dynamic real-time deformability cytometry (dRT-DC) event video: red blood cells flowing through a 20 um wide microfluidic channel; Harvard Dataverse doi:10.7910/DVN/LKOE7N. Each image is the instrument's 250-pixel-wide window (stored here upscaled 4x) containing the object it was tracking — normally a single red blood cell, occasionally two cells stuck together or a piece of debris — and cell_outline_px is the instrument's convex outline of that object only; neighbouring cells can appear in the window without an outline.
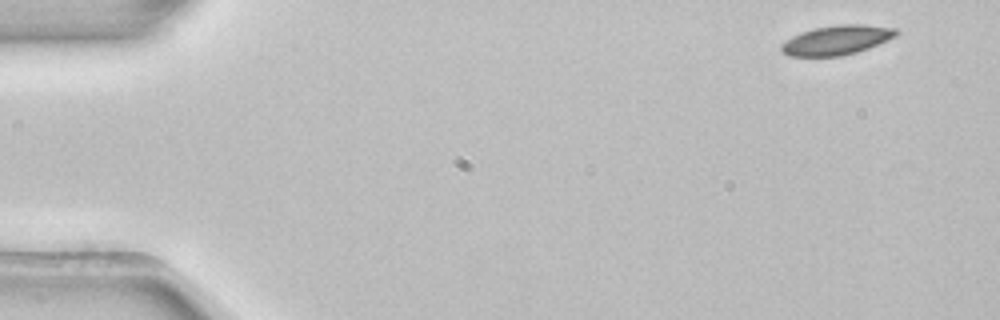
{"species": "common noctule bat (a hibernating species)", "species_latin": "Nyctalus noctula", "temperature_condition": "room temperature", "stored_images_in_passage": 4, "camera_frame_rate_fps": 3000, "um_per_image_px": 0.085, "animal": {"sex": "female", "body_mass_g": 22.7, "forearm_length_mm": 54.2}, "frame": {"image": 1, "passage_image": 1, "time_ms": 0.0, "image_size_px": [1000, 320], "cell_outline_px": [[900, 32], [896, 36], [868, 48], [856, 52], [840, 56], [788, 56], [780, 48], [780, 44], [784, 40], [800, 32], [812, 28], [840, 24], [864, 24], [896, 28]], "centroid_in_image_um": [71.1, 3.39], "position_along_channel_um": 13.9, "area_um2": 19.83}}
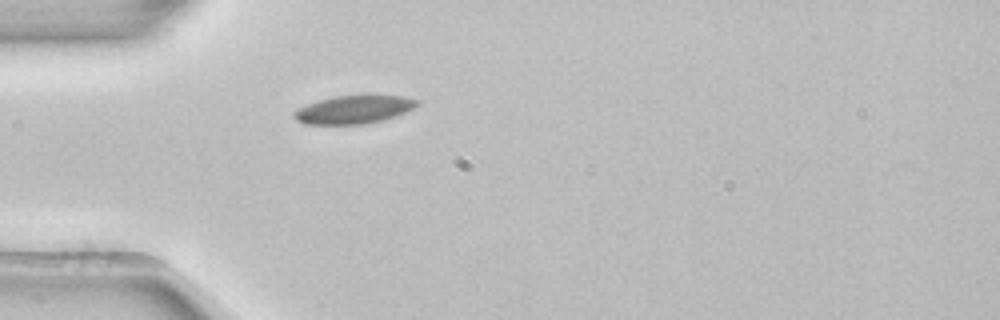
{"frame": {"image": 2, "passage_image": 4, "time_ms": 1.0, "image_size_px": [1000, 320], "cell_outline_px": [[420, 104], [396, 116], [384, 120], [364, 124], [304, 124], [296, 120], [292, 116], [292, 112], [308, 104], [320, 100], [336, 96], [368, 92], [404, 96], [416, 100]], "centroid_in_image_um": [30.11, 9.27], "position_along_channel_um": 54.9, "area_um2": 20.87}}